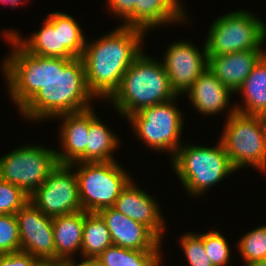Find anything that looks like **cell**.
Listing matches in <instances>:
<instances>
[{"mask_svg":"<svg viewBox=\"0 0 266 266\" xmlns=\"http://www.w3.org/2000/svg\"><path fill=\"white\" fill-rule=\"evenodd\" d=\"M179 0H138L134 7V27L149 31L161 24L184 23L186 13Z\"/></svg>","mask_w":266,"mask_h":266,"instance_id":"ac0fdd59","label":"cell"},{"mask_svg":"<svg viewBox=\"0 0 266 266\" xmlns=\"http://www.w3.org/2000/svg\"><path fill=\"white\" fill-rule=\"evenodd\" d=\"M70 165L78 167L75 172L79 200L82 210L88 213H98L104 208L113 207L121 191L132 180L117 161L80 162Z\"/></svg>","mask_w":266,"mask_h":266,"instance_id":"8992f818","label":"cell"},{"mask_svg":"<svg viewBox=\"0 0 266 266\" xmlns=\"http://www.w3.org/2000/svg\"><path fill=\"white\" fill-rule=\"evenodd\" d=\"M73 169L69 164H58L44 183L30 195L29 201L52 218L81 211L78 180Z\"/></svg>","mask_w":266,"mask_h":266,"instance_id":"30bf717a","label":"cell"},{"mask_svg":"<svg viewBox=\"0 0 266 266\" xmlns=\"http://www.w3.org/2000/svg\"><path fill=\"white\" fill-rule=\"evenodd\" d=\"M263 123H264V127H265V132H266V116H263Z\"/></svg>","mask_w":266,"mask_h":266,"instance_id":"8d00e7d4","label":"cell"},{"mask_svg":"<svg viewBox=\"0 0 266 266\" xmlns=\"http://www.w3.org/2000/svg\"><path fill=\"white\" fill-rule=\"evenodd\" d=\"M4 36L13 49L3 60L2 72L22 117L42 121L92 107L94 96L81 58L33 55L9 34Z\"/></svg>","mask_w":266,"mask_h":266,"instance_id":"6da1fadb","label":"cell"},{"mask_svg":"<svg viewBox=\"0 0 266 266\" xmlns=\"http://www.w3.org/2000/svg\"><path fill=\"white\" fill-rule=\"evenodd\" d=\"M62 119L59 134L63 151H56L58 164L85 162L90 127V108L56 116Z\"/></svg>","mask_w":266,"mask_h":266,"instance_id":"9a60e30c","label":"cell"},{"mask_svg":"<svg viewBox=\"0 0 266 266\" xmlns=\"http://www.w3.org/2000/svg\"><path fill=\"white\" fill-rule=\"evenodd\" d=\"M98 214L106 222L112 244L138 251H155L161 246L162 240L149 227L113 207L104 208Z\"/></svg>","mask_w":266,"mask_h":266,"instance_id":"4fadbf2b","label":"cell"},{"mask_svg":"<svg viewBox=\"0 0 266 266\" xmlns=\"http://www.w3.org/2000/svg\"><path fill=\"white\" fill-rule=\"evenodd\" d=\"M186 93L193 107L203 115H215L227 109L230 95L234 94L209 69L198 77Z\"/></svg>","mask_w":266,"mask_h":266,"instance_id":"e0dca14e","label":"cell"},{"mask_svg":"<svg viewBox=\"0 0 266 266\" xmlns=\"http://www.w3.org/2000/svg\"><path fill=\"white\" fill-rule=\"evenodd\" d=\"M160 246L155 251H138L112 244L97 258L101 266H161Z\"/></svg>","mask_w":266,"mask_h":266,"instance_id":"d4e9b609","label":"cell"},{"mask_svg":"<svg viewBox=\"0 0 266 266\" xmlns=\"http://www.w3.org/2000/svg\"><path fill=\"white\" fill-rule=\"evenodd\" d=\"M41 262L29 253L18 251L0 254V266H39Z\"/></svg>","mask_w":266,"mask_h":266,"instance_id":"1f68e13d","label":"cell"},{"mask_svg":"<svg viewBox=\"0 0 266 266\" xmlns=\"http://www.w3.org/2000/svg\"><path fill=\"white\" fill-rule=\"evenodd\" d=\"M238 91L244 97V104L235 106L237 112L266 116V54L258 61Z\"/></svg>","mask_w":266,"mask_h":266,"instance_id":"ffe728a7","label":"cell"},{"mask_svg":"<svg viewBox=\"0 0 266 266\" xmlns=\"http://www.w3.org/2000/svg\"><path fill=\"white\" fill-rule=\"evenodd\" d=\"M265 50H244L225 55L208 56V69L232 92L237 93Z\"/></svg>","mask_w":266,"mask_h":266,"instance_id":"2e32d148","label":"cell"},{"mask_svg":"<svg viewBox=\"0 0 266 266\" xmlns=\"http://www.w3.org/2000/svg\"><path fill=\"white\" fill-rule=\"evenodd\" d=\"M112 245L106 222L98 213L85 212L81 244L82 257H98Z\"/></svg>","mask_w":266,"mask_h":266,"instance_id":"cb8c5ba5","label":"cell"},{"mask_svg":"<svg viewBox=\"0 0 266 266\" xmlns=\"http://www.w3.org/2000/svg\"><path fill=\"white\" fill-rule=\"evenodd\" d=\"M85 149V162L115 161L113 152L120 143L116 135L110 131L97 117L90 107V127Z\"/></svg>","mask_w":266,"mask_h":266,"instance_id":"44dd1931","label":"cell"},{"mask_svg":"<svg viewBox=\"0 0 266 266\" xmlns=\"http://www.w3.org/2000/svg\"><path fill=\"white\" fill-rule=\"evenodd\" d=\"M209 29L204 41L208 56L263 50L261 46L266 41V24L242 9L217 18Z\"/></svg>","mask_w":266,"mask_h":266,"instance_id":"52a82bcc","label":"cell"},{"mask_svg":"<svg viewBox=\"0 0 266 266\" xmlns=\"http://www.w3.org/2000/svg\"><path fill=\"white\" fill-rule=\"evenodd\" d=\"M235 105L227 113L220 141L236 170L253 166L266 173V132L263 117L237 112Z\"/></svg>","mask_w":266,"mask_h":266,"instance_id":"5b68a950","label":"cell"},{"mask_svg":"<svg viewBox=\"0 0 266 266\" xmlns=\"http://www.w3.org/2000/svg\"><path fill=\"white\" fill-rule=\"evenodd\" d=\"M20 251L35 256L41 263H55L53 218L46 216L31 201L16 214Z\"/></svg>","mask_w":266,"mask_h":266,"instance_id":"8fae6325","label":"cell"},{"mask_svg":"<svg viewBox=\"0 0 266 266\" xmlns=\"http://www.w3.org/2000/svg\"><path fill=\"white\" fill-rule=\"evenodd\" d=\"M170 45L162 62L171 89L179 96L186 94L198 77L208 69V55L205 43L203 51L183 40Z\"/></svg>","mask_w":266,"mask_h":266,"instance_id":"7c38bea8","label":"cell"},{"mask_svg":"<svg viewBox=\"0 0 266 266\" xmlns=\"http://www.w3.org/2000/svg\"><path fill=\"white\" fill-rule=\"evenodd\" d=\"M46 20L59 28L60 58H80L86 40L77 20L65 12L50 13Z\"/></svg>","mask_w":266,"mask_h":266,"instance_id":"7402d4cb","label":"cell"},{"mask_svg":"<svg viewBox=\"0 0 266 266\" xmlns=\"http://www.w3.org/2000/svg\"><path fill=\"white\" fill-rule=\"evenodd\" d=\"M244 266H266V259H263L261 261L252 262V263H247Z\"/></svg>","mask_w":266,"mask_h":266,"instance_id":"e575fe53","label":"cell"},{"mask_svg":"<svg viewBox=\"0 0 266 266\" xmlns=\"http://www.w3.org/2000/svg\"><path fill=\"white\" fill-rule=\"evenodd\" d=\"M84 220L83 210L53 218L56 264L73 257L77 252L81 255Z\"/></svg>","mask_w":266,"mask_h":266,"instance_id":"d6986e66","label":"cell"},{"mask_svg":"<svg viewBox=\"0 0 266 266\" xmlns=\"http://www.w3.org/2000/svg\"><path fill=\"white\" fill-rule=\"evenodd\" d=\"M180 243L189 266H213L204 249L203 233H186L181 236Z\"/></svg>","mask_w":266,"mask_h":266,"instance_id":"f546056e","label":"cell"},{"mask_svg":"<svg viewBox=\"0 0 266 266\" xmlns=\"http://www.w3.org/2000/svg\"><path fill=\"white\" fill-rule=\"evenodd\" d=\"M113 208L124 216L149 227L161 240L165 232L164 218L157 201L131 180L121 191Z\"/></svg>","mask_w":266,"mask_h":266,"instance_id":"5bb4252c","label":"cell"},{"mask_svg":"<svg viewBox=\"0 0 266 266\" xmlns=\"http://www.w3.org/2000/svg\"><path fill=\"white\" fill-rule=\"evenodd\" d=\"M237 248L245 260L244 264L266 259V225L245 233Z\"/></svg>","mask_w":266,"mask_h":266,"instance_id":"484cf974","label":"cell"},{"mask_svg":"<svg viewBox=\"0 0 266 266\" xmlns=\"http://www.w3.org/2000/svg\"><path fill=\"white\" fill-rule=\"evenodd\" d=\"M171 159V166L188 195L196 198L237 171L220 140L215 147L181 145Z\"/></svg>","mask_w":266,"mask_h":266,"instance_id":"277c9868","label":"cell"},{"mask_svg":"<svg viewBox=\"0 0 266 266\" xmlns=\"http://www.w3.org/2000/svg\"><path fill=\"white\" fill-rule=\"evenodd\" d=\"M29 200L21 188L0 179V215L16 214Z\"/></svg>","mask_w":266,"mask_h":266,"instance_id":"83f0119b","label":"cell"},{"mask_svg":"<svg viewBox=\"0 0 266 266\" xmlns=\"http://www.w3.org/2000/svg\"><path fill=\"white\" fill-rule=\"evenodd\" d=\"M39 266H59L56 263H41Z\"/></svg>","mask_w":266,"mask_h":266,"instance_id":"d590c367","label":"cell"},{"mask_svg":"<svg viewBox=\"0 0 266 266\" xmlns=\"http://www.w3.org/2000/svg\"><path fill=\"white\" fill-rule=\"evenodd\" d=\"M85 259L82 262H75V257L67 258L61 261L59 266H101L99 259L97 257H84Z\"/></svg>","mask_w":266,"mask_h":266,"instance_id":"d6a6232c","label":"cell"},{"mask_svg":"<svg viewBox=\"0 0 266 266\" xmlns=\"http://www.w3.org/2000/svg\"><path fill=\"white\" fill-rule=\"evenodd\" d=\"M20 251V233L15 214L0 215V254Z\"/></svg>","mask_w":266,"mask_h":266,"instance_id":"f1b7e54d","label":"cell"},{"mask_svg":"<svg viewBox=\"0 0 266 266\" xmlns=\"http://www.w3.org/2000/svg\"><path fill=\"white\" fill-rule=\"evenodd\" d=\"M108 10L123 19V26L134 27V7L138 0H107Z\"/></svg>","mask_w":266,"mask_h":266,"instance_id":"4dcf8cb0","label":"cell"},{"mask_svg":"<svg viewBox=\"0 0 266 266\" xmlns=\"http://www.w3.org/2000/svg\"><path fill=\"white\" fill-rule=\"evenodd\" d=\"M161 61L145 53L130 65L117 91L109 99L122 117L176 97Z\"/></svg>","mask_w":266,"mask_h":266,"instance_id":"3957f363","label":"cell"},{"mask_svg":"<svg viewBox=\"0 0 266 266\" xmlns=\"http://www.w3.org/2000/svg\"><path fill=\"white\" fill-rule=\"evenodd\" d=\"M0 2L1 3H4V4H10L11 6H12V8H16V7H18V5L20 4V3H22V4H25V3H23V1H21V0H0Z\"/></svg>","mask_w":266,"mask_h":266,"instance_id":"836d02e7","label":"cell"},{"mask_svg":"<svg viewBox=\"0 0 266 266\" xmlns=\"http://www.w3.org/2000/svg\"><path fill=\"white\" fill-rule=\"evenodd\" d=\"M146 33L121 24L98 40L86 41L80 58L88 89L95 100L96 97L109 100L117 91L124 73L143 52L141 43Z\"/></svg>","mask_w":266,"mask_h":266,"instance_id":"7a4b0ae2","label":"cell"},{"mask_svg":"<svg viewBox=\"0 0 266 266\" xmlns=\"http://www.w3.org/2000/svg\"><path fill=\"white\" fill-rule=\"evenodd\" d=\"M25 51L43 57L60 58L59 28H54L46 19L42 28L33 33L30 38L23 40L19 32L5 30Z\"/></svg>","mask_w":266,"mask_h":266,"instance_id":"603a6c76","label":"cell"},{"mask_svg":"<svg viewBox=\"0 0 266 266\" xmlns=\"http://www.w3.org/2000/svg\"><path fill=\"white\" fill-rule=\"evenodd\" d=\"M203 244L206 255L213 266H228L231 250L228 241L219 231L204 232Z\"/></svg>","mask_w":266,"mask_h":266,"instance_id":"4316f807","label":"cell"},{"mask_svg":"<svg viewBox=\"0 0 266 266\" xmlns=\"http://www.w3.org/2000/svg\"><path fill=\"white\" fill-rule=\"evenodd\" d=\"M167 102L142 108L128 117L133 131L138 139L142 140L148 148L157 151L176 153L181 144V133L184 117L181 110L176 108L175 99Z\"/></svg>","mask_w":266,"mask_h":266,"instance_id":"ba28073f","label":"cell"},{"mask_svg":"<svg viewBox=\"0 0 266 266\" xmlns=\"http://www.w3.org/2000/svg\"><path fill=\"white\" fill-rule=\"evenodd\" d=\"M57 165L56 150L24 145L0 158V179L18 186L30 197Z\"/></svg>","mask_w":266,"mask_h":266,"instance_id":"9c48e42d","label":"cell"}]
</instances>
